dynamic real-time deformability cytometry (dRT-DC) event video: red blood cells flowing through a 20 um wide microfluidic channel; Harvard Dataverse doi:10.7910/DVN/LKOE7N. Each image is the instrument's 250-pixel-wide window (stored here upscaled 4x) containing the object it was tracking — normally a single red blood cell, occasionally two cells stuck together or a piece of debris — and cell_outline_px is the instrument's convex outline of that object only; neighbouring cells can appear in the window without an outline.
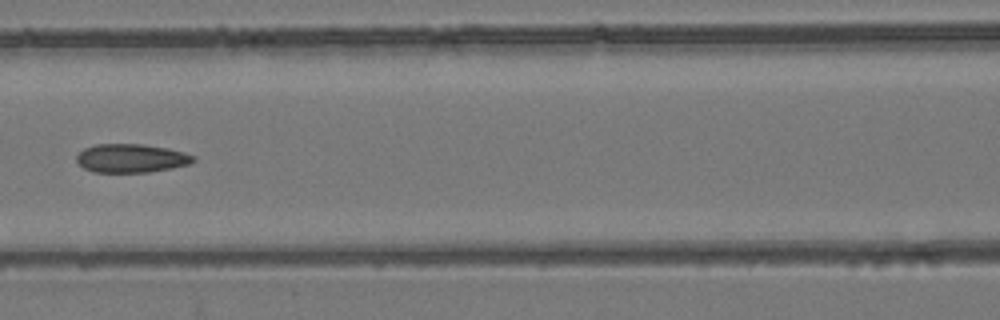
{"species": "common noctule bat (a hibernating species)", "species_latin": "Nyctalus noctula", "temperature_condition": "room temperature", "stored_images_in_passage": 7, "camera_frame_rate_fps": 3000, "um_per_image_px": 0.085, "animal": {"sex": "female", "body_mass_g": 24.6, "forearm_length_mm": 56.2}, "frame": {"image": 1, "passage_image": 6, "time_ms": 1.667, "image_size_px": [1000, 320], "cell_outline_px": [[196, 160], [188, 164], [172, 168], [148, 172], [92, 172], [84, 168], [76, 160], [76, 156], [84, 148], [96, 144], [144, 144], [168, 148], [184, 152], [196, 156]], "centroid_in_image_um": [11.17, 13.44], "position_along_channel_um": 155.4, "area_um2": 19.54}}
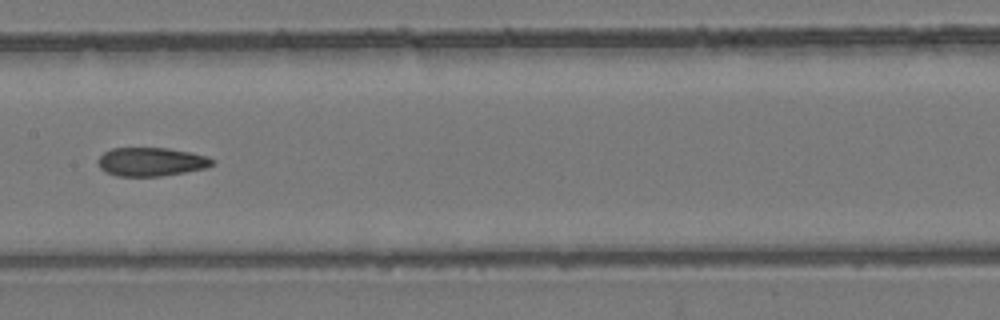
{"frame": {"image": 2, "passage_image": 7, "time_ms": 2.0, "image_size_px": [1000, 320], "cell_outline_px": [[216, 164], [204, 168], [184, 172], [160, 176], [116, 176], [104, 172], [100, 168], [96, 160], [104, 152], [112, 148], [168, 148], [192, 152], [208, 156], [216, 160]], "centroid_in_image_um": [12.86, 13.75], "position_along_channel_um": 194.5, "area_um2": 19.31}}